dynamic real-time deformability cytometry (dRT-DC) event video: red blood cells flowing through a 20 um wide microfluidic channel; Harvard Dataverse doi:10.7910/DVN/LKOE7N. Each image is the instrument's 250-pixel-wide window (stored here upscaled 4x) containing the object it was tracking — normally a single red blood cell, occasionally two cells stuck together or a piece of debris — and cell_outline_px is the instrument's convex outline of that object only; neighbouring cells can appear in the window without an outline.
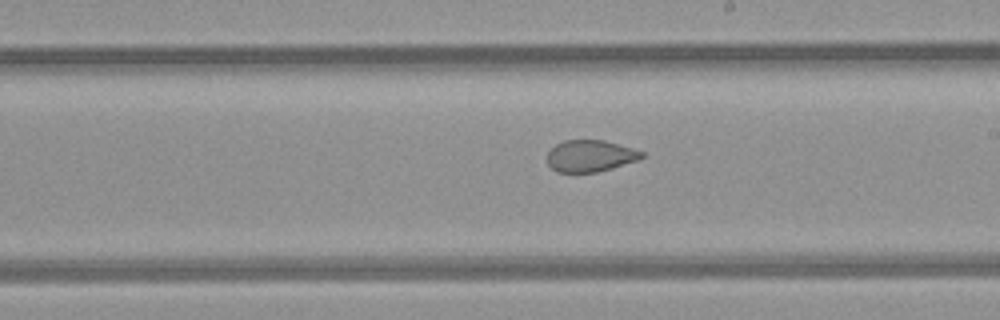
{"species": "common noctule bat (a hibernating species)", "species_latin": "Nyctalus noctula", "temperature_condition": "room temperature", "stored_images_in_passage": 10, "camera_frame_rate_fps": 3000, "um_per_image_px": 0.085, "animal": {"sex": "female", "body_mass_g": 21.9}, "frame": {"image": 1, "passage_image": 10, "time_ms": 11.333, "image_size_px": [1000, 320], "cell_outline_px": [[644, 156], [636, 160], [612, 168], [596, 172], [556, 172], [548, 164], [548, 152], [556, 144], [564, 140], [604, 140], [632, 148], [644, 152]], "centroid_in_image_um": [50.15, 13.25], "position_along_channel_um": 238.8, "area_um2": 17.28}}